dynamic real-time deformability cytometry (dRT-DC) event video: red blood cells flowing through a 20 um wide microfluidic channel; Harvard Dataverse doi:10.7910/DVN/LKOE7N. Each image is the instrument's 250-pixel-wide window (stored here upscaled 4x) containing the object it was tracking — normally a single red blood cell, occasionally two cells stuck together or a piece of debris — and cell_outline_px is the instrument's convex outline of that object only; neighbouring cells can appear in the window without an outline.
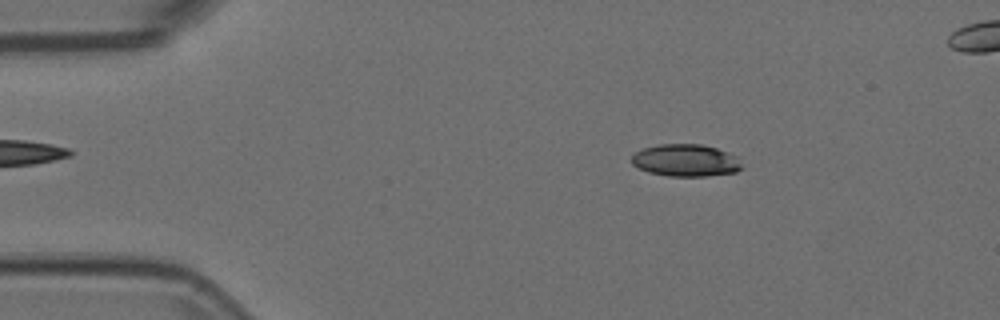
{"species": "Egyptian fruit bat (a non-hibernating species)", "species_latin": "Rousettus aegyptiacus", "temperature_condition": "room temperature", "stored_images_in_passage": 53, "camera_frame_rate_fps": 3000, "um_per_image_px": 0.085, "animal": {"sex": "female"}, "frame": {"image": 1, "passage_image": 8, "time_ms": 2.333, "image_size_px": [1000, 320], "cell_outline_px": [[744, 168], [736, 172], [704, 176], [668, 176], [648, 172], [632, 164], [632, 156], [636, 152], [644, 148], [660, 144], [700, 144], [716, 148], [728, 152], [736, 156]], "centroid_in_image_um": [58.31, 13.63], "position_along_channel_um": 26.7, "area_um2": 20.63}}
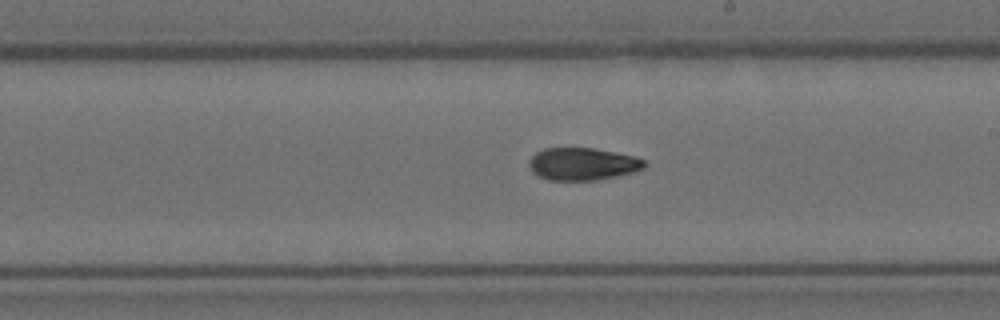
{"frame": {"image": 2, "passage_image": 30, "time_ms": 9.667, "image_size_px": [1000, 320], "cell_outline_px": [[648, 164], [644, 168], [636, 172], [596, 180], [548, 180], [532, 172], [528, 164], [532, 156], [536, 152], [544, 148], [592, 148], [632, 156], [644, 160]], "centroid_in_image_um": [49.52, 13.94], "position_along_channel_um": 239.5, "area_um2": 21.73}}
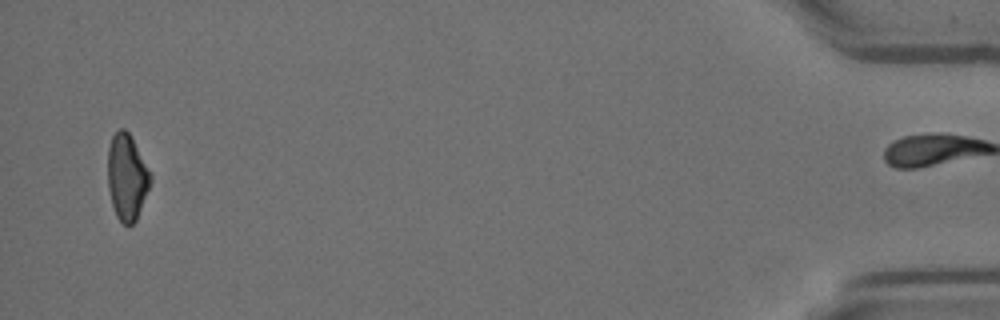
{"frame": {"image": 3, "passage_image": 52, "time_ms": 17.0, "image_size_px": [1000, 320], "cell_outline_px": [[152, 180], [136, 220], [132, 224], [124, 224], [116, 216], [112, 204], [108, 188], [108, 148], [112, 136], [120, 128], [124, 128], [128, 132], [152, 172]], "centroid_in_image_um": [10.8, 15.04], "position_along_channel_um": 424.4, "area_um2": 21.39}, "authors_computed_cell_mechanics": {"area_um2": 21.8484, "velocity_mm_per_s": 3.729, "shape_relaxation_time_tau1_ms": 7.6783, "shape_relaxation_time_tau2_ms": 4.7588, "deformation_change_tau1": 0.2026, "deformation_change_tau2": 0.1079}}